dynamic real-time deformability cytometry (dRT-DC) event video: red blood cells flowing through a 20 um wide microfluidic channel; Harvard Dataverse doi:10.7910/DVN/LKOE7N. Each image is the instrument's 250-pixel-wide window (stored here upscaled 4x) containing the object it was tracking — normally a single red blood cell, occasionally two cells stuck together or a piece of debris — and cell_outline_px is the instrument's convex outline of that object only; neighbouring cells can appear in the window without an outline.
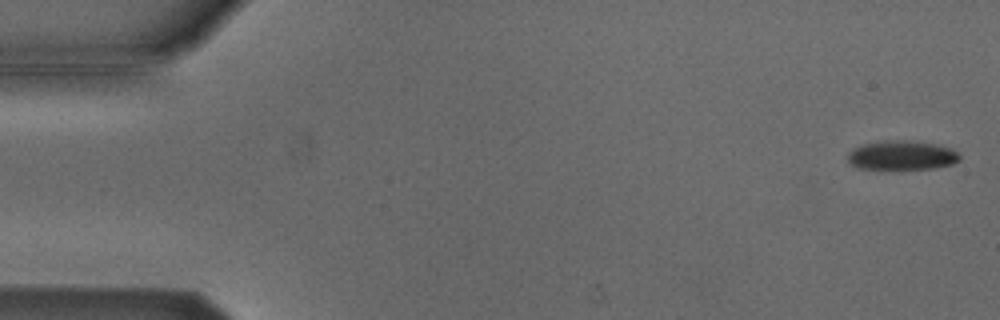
{"species": "Egyptian fruit bat (a non-hibernating species)", "species_latin": "Rousettus aegyptiacus", "temperature_condition": "cold", "stored_images_in_passage": 54, "camera_frame_rate_fps": 3000, "um_per_image_px": 0.085, "animal": {"sex": "male"}, "frame": {"image": 1, "passage_image": 2, "time_ms": 0.333, "image_size_px": [1000, 320], "cell_outline_px": [[960, 160], [952, 164], [932, 168], [856, 168], [848, 160], [848, 156], [856, 148], [864, 144], [896, 140], [904, 140], [940, 144], [952, 148], [960, 156]], "centroid_in_image_um": [76.73, 13.19], "position_along_channel_um": 8.3, "area_um2": 18.55}}
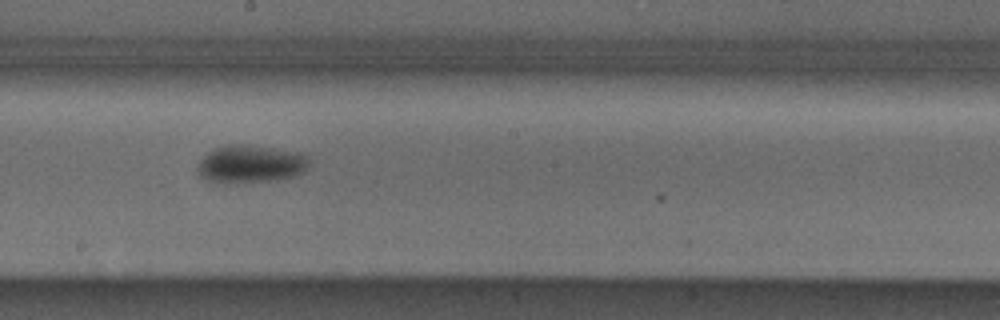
{"frame": {"image": 2, "passage_image": 30, "time_ms": 9.667, "image_size_px": [1000, 320], "cell_outline_px": [[308, 168], [304, 172], [292, 176], [276, 180], [208, 180], [200, 176], [196, 168], [200, 160], [208, 152], [216, 148], [228, 144], [244, 144], [304, 152], [308, 156]], "centroid_in_image_um": [21.36, 13.88], "position_along_channel_um": 226.8, "area_um2": 23.93}}
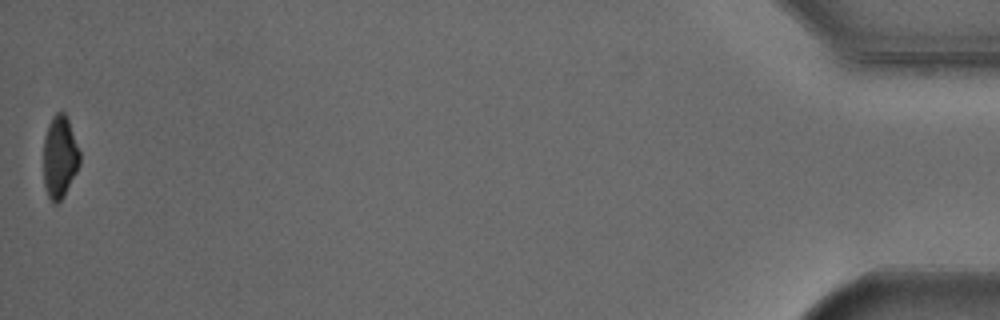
{"frame": {"image": 3, "passage_image": 54, "time_ms": 17.667, "image_size_px": [1000, 320], "cell_outline_px": [[80, 164], [64, 196], [56, 204], [52, 204], [48, 196], [44, 184], [44, 140], [48, 124], [52, 116], [56, 112], [64, 112], [68, 120], [80, 152]], "centroid_in_image_um": [5.07, 13.36], "position_along_channel_um": 430.1, "area_um2": 17.34}, "authors_computed_cell_mechanics": {"area_um2": 21.0103, "velocity_mm_per_s": 3.8205, "shape_relaxation_time_tau1_ms": 1.9354, "shape_relaxation_time_tau2_ms": null, "deformation_change_tau1": 0.0596, "deformation_change_tau2": null}}